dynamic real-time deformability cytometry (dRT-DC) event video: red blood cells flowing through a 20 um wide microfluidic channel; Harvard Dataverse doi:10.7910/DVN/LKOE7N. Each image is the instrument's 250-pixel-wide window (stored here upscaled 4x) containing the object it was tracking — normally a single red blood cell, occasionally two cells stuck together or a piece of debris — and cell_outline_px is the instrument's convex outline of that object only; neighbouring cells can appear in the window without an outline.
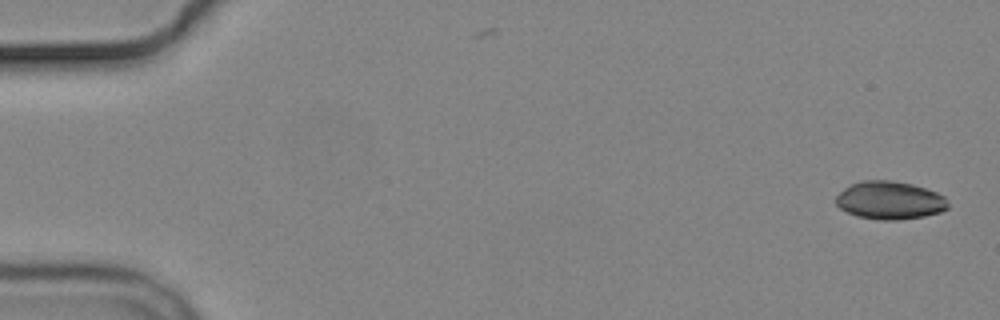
{"species": "common noctule bat (a hibernating species)", "species_latin": "Nyctalus noctula", "temperature_condition": "cold", "stored_images_in_passage": 5, "camera_frame_rate_fps": 3000, "um_per_image_px": 0.085, "animal": {"sex": "male", "body_mass_g": 19.2, "forearm_length_mm": 51.8}, "frame": {"image": 1, "passage_image": 1, "time_ms": 0.0, "image_size_px": [1000, 320], "cell_outline_px": [[948, 208], [940, 212], [924, 216], [896, 220], [880, 220], [856, 216], [840, 208], [836, 204], [836, 196], [844, 188], [860, 180], [892, 180], [912, 184], [936, 192], [944, 196], [948, 204]], "centroid_in_image_um": [75.62, 17.02], "position_along_channel_um": 9.4, "area_um2": 24.8}}
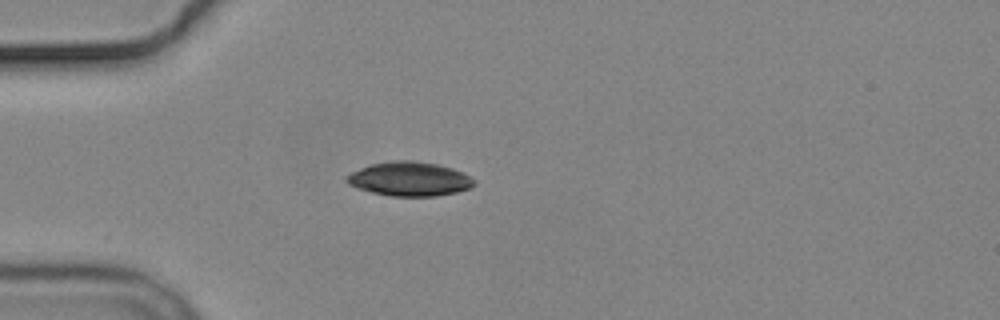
{"frame": {"image": 2, "passage_image": 5, "time_ms": 4.667, "image_size_px": [1000, 320], "cell_outline_px": [[476, 184], [472, 188], [456, 192], [436, 196], [392, 196], [372, 192], [348, 184], [344, 180], [344, 176], [360, 168], [372, 164], [392, 160], [412, 160], [436, 164], [452, 168], [464, 172], [476, 180]], "centroid_in_image_um": [34.84, 15.21], "position_along_channel_um": 50.2, "area_um2": 25.49}}